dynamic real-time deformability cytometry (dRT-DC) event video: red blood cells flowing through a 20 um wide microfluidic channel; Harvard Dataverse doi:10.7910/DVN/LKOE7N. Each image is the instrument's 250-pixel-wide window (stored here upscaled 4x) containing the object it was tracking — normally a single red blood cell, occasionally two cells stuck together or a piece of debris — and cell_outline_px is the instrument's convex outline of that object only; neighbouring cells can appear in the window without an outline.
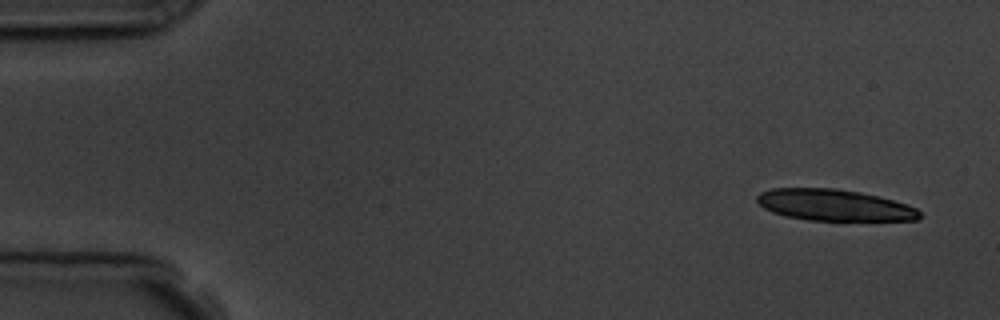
{"species": "common noctule bat (a hibernating species)", "species_latin": "Nyctalus noctula", "temperature_condition": "room temperature", "stored_images_in_passage": 11, "camera_frame_rate_fps": 3000, "um_per_image_px": 0.085, "animal": {"sex": "male", "body_mass_g": 19.5, "forearm_length_mm": 54.6}, "frame": {"image": 1, "passage_image": 1, "time_ms": 0.0, "image_size_px": [1000, 320], "cell_outline_px": [[920, 216], [916, 220], [808, 220], [784, 216], [772, 212], [764, 208], [756, 200], [756, 196], [760, 192], [772, 188], [836, 188], [860, 192], [880, 196], [908, 204], [916, 208], [920, 212]], "centroid_in_image_um": [70.89, 17.42], "position_along_channel_um": 14.1, "area_um2": 29.82}}
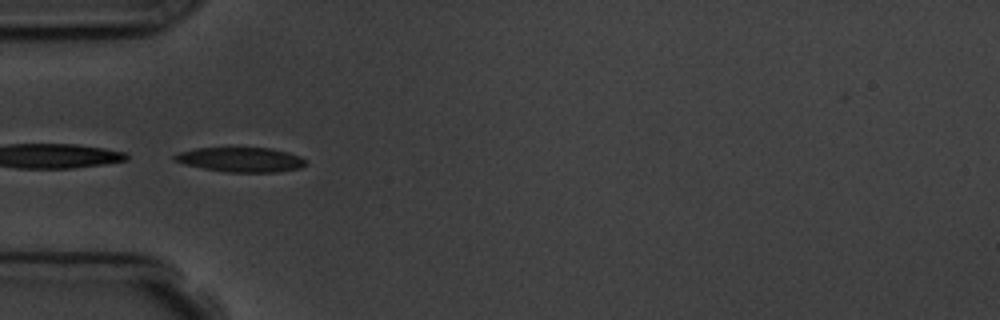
{"frame": {"image": 2, "passage_image": 5, "time_ms": 4.667, "image_size_px": [1000, 320], "cell_outline_px": [[308, 164], [300, 168], [276, 172], [228, 172], [204, 168], [184, 164], [172, 160], [172, 156], [176, 152], [196, 148], [272, 148], [288, 152], [300, 156], [308, 160]], "centroid_in_image_um": [20.48, 13.56], "position_along_channel_um": 64.5, "area_um2": 19.02}}